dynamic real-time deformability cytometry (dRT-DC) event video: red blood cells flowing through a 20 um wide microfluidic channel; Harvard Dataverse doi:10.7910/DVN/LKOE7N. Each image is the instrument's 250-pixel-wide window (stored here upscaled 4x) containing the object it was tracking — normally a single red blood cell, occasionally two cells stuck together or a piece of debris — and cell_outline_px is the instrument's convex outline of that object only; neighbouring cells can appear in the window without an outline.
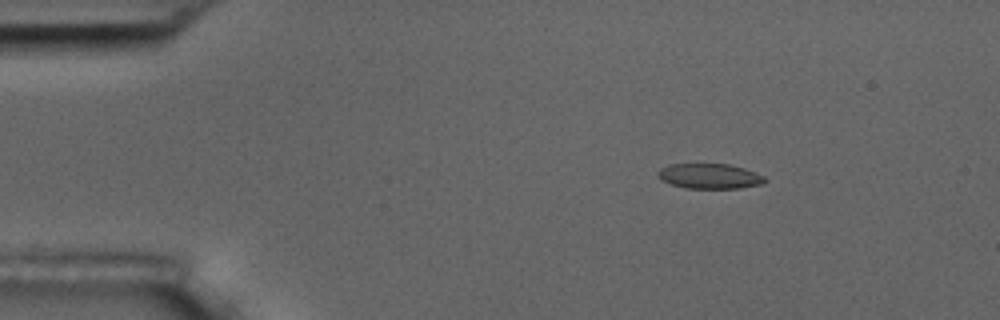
{"species": "common noctule bat (a hibernating species)", "species_latin": "Nyctalus noctula", "temperature_condition": "room temperature", "stored_images_in_passage": 6, "camera_frame_rate_fps": 3000, "um_per_image_px": 0.085, "animal": {"sex": "male", "body_mass_g": 17.5, "forearm_length_mm": 52.3}, "frame": {"image": 1, "passage_image": 3, "time_ms": 2.333, "image_size_px": [1000, 320], "cell_outline_px": [[768, 180], [760, 184], [740, 188], [684, 188], [672, 184], [664, 180], [656, 172], [660, 168], [668, 164], [728, 164], [744, 168], [756, 172], [764, 176]], "centroid_in_image_um": [60.34, 14.96], "position_along_channel_um": 24.7, "area_um2": 15.55}}
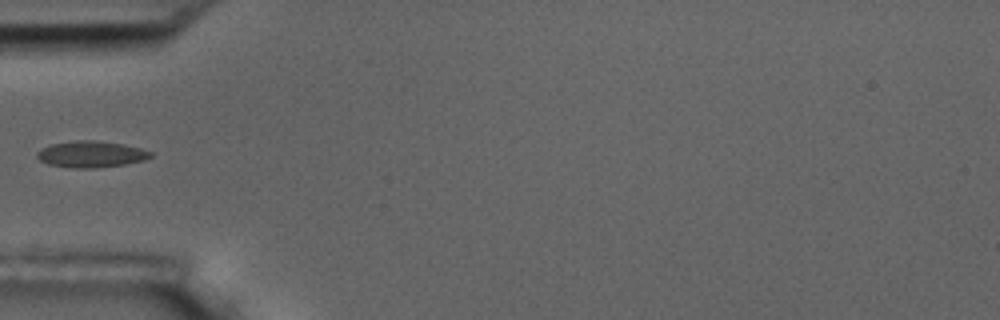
{"frame": {"image": 2, "passage_image": 6, "time_ms": 5.667, "image_size_px": [1000, 320], "cell_outline_px": [[152, 156], [144, 160], [124, 164], [96, 168], [72, 168], [48, 164], [40, 160], [36, 156], [36, 152], [40, 148], [48, 144], [76, 140], [96, 140], [124, 144], [140, 148], [152, 152]], "centroid_in_image_um": [7.7, 13.1], "position_along_channel_um": 77.3, "area_um2": 17.63}}